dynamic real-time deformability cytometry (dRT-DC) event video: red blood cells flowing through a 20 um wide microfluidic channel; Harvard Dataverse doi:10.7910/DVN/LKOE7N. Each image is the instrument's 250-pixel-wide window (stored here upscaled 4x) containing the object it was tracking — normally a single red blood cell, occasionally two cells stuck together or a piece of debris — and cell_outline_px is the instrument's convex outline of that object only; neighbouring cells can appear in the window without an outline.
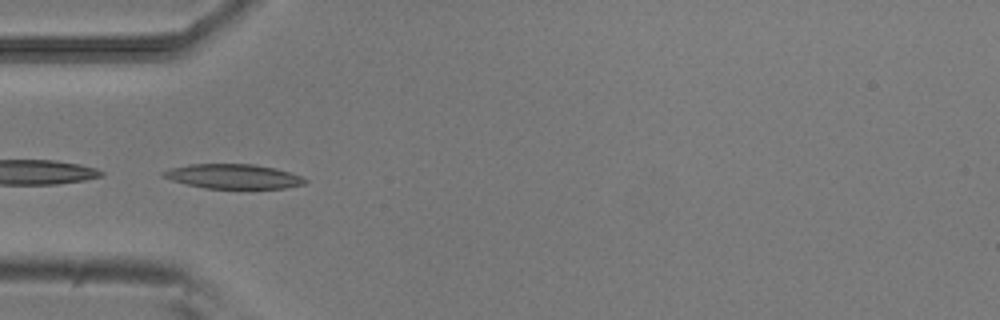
{"species": "common noctule bat (a hibernating species)", "species_latin": "Nyctalus noctula", "temperature_condition": "room temperature", "stored_images_in_passage": 52, "camera_frame_rate_fps": 3000, "um_per_image_px": 0.085, "animal": {"sex": "male", "body_mass_g": 20.5, "forearm_length_mm": 52.5}, "frame": {"image": 1, "passage_image": 16, "time_ms": 5.0, "image_size_px": [1000, 320], "cell_outline_px": [[308, 180], [304, 184], [284, 188], [204, 188], [184, 184], [160, 176], [160, 172], [168, 168], [188, 164], [252, 164], [276, 168], [300, 176]], "centroid_in_image_um": [19.75, 14.99], "position_along_channel_um": 65.3, "area_um2": 20.35}}
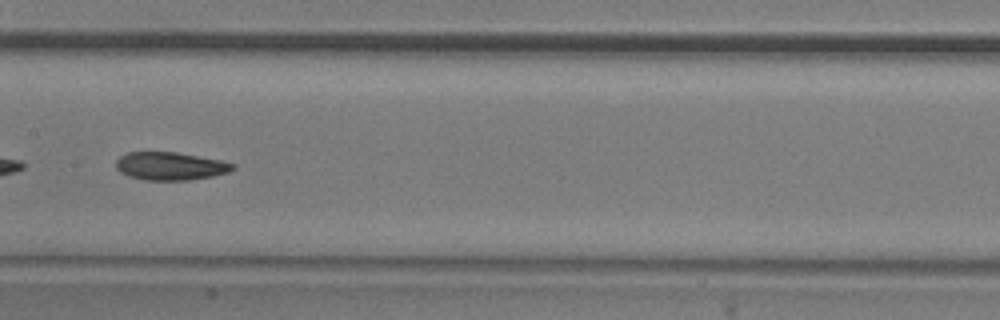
{"frame": {"image": 2, "passage_image": 26, "time_ms": 8.333, "image_size_px": [1000, 320], "cell_outline_px": [[236, 168], [228, 172], [212, 176], [188, 180], [144, 180], [128, 176], [120, 172], [116, 168], [116, 160], [120, 156], [128, 152], [176, 152], [220, 160], [236, 164]], "centroid_in_image_um": [14.47, 14.12], "position_along_channel_um": 192.9, "area_um2": 19.07}}
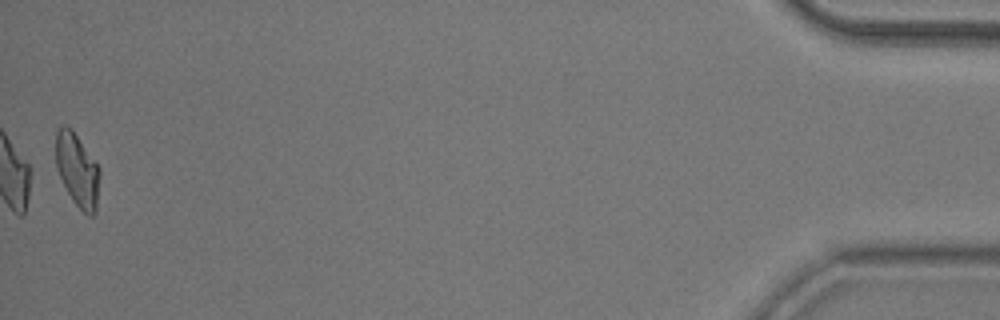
{"frame": {"image": 3, "passage_image": 52, "time_ms": 17.0, "image_size_px": [1000, 320], "cell_outline_px": [[100, 172], [96, 212], [92, 216], [88, 216], [72, 200], [56, 168], [56, 132], [60, 124], [64, 124], [72, 128], [100, 168]], "centroid_in_image_um": [6.57, 14.42], "position_along_channel_um": 428.6, "area_um2": 18.79}, "authors_computed_cell_mechanics": {"area_um2": 19.3919, "velocity_mm_per_s": 3.812, "shape_relaxation_time_tau1_ms": 4.0943, "shape_relaxation_time_tau2_ms": 4.8925, "deformation_change_tau1": 0.1543, "deformation_change_tau2": 0.1278}}